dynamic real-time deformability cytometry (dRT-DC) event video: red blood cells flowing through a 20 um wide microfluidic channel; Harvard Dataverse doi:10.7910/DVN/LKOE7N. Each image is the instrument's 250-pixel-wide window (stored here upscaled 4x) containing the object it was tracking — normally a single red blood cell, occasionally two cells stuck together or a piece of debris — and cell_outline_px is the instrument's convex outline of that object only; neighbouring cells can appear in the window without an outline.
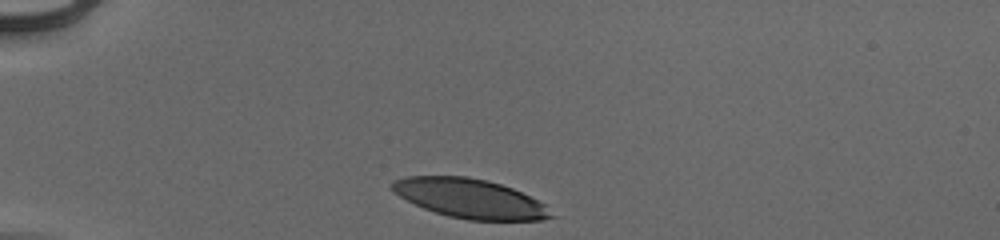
{"species": "human", "species_latin": "Homo sapiens", "temperature_condition": "cold", "stored_images_in_passage": 32, "camera_frame_rate_fps": 3000, "um_per_image_px": 0.085, "donor": {"sex": "male"}, "frame": {"image": 1, "passage_image": 1, "time_ms": 0.0, "image_size_px": [1000, 240], "cell_outline_px": [[556, 216], [540, 220], [468, 220], [448, 216], [424, 208], [392, 192], [392, 184], [396, 180], [408, 176], [468, 176], [488, 180], [512, 188], [544, 204]], "centroid_in_image_um": [39.96, 16.87], "position_along_channel_um": 45.0, "area_um2": 36.01}}
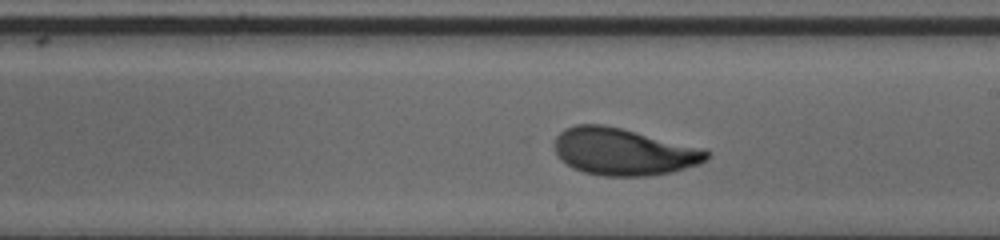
{"frame": {"image": 2, "passage_image": 19, "time_ms": 6.0, "image_size_px": [1000, 240], "cell_outline_px": [[712, 156], [700, 164], [672, 172], [648, 176], [600, 176], [584, 172], [572, 168], [560, 160], [552, 144], [556, 136], [564, 128], [576, 124], [604, 124], [704, 148], [712, 152]], "centroid_in_image_um": [53.0, 12.9], "position_along_channel_um": 236.0, "area_um2": 42.31}}
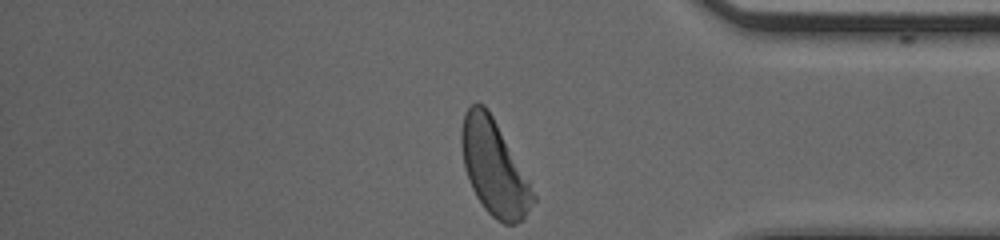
{"frame": {"image": 3, "passage_image": 32, "time_ms": 10.333, "image_size_px": [1000, 240], "cell_outline_px": [[536, 200], [524, 220], [516, 224], [504, 224], [496, 220], [484, 208], [476, 196], [472, 188], [464, 168], [460, 144], [460, 132], [464, 112], [472, 104], [484, 104], [492, 116], [528, 180], [536, 196]], "centroid_in_image_um": [41.98, 14.29], "position_along_channel_um": 393.2, "area_um2": 39.36}, "authors_computed_cell_mechanics": {"area_um2": 40.8646, "velocity_mm_per_s": 3.921, "shape_relaxation_time_tau1_ms": 2.8168, "shape_relaxation_time_tau2_ms": 1.1422, "deformation_change_tau1": 0.1681, "deformation_change_tau2": 0.073}}